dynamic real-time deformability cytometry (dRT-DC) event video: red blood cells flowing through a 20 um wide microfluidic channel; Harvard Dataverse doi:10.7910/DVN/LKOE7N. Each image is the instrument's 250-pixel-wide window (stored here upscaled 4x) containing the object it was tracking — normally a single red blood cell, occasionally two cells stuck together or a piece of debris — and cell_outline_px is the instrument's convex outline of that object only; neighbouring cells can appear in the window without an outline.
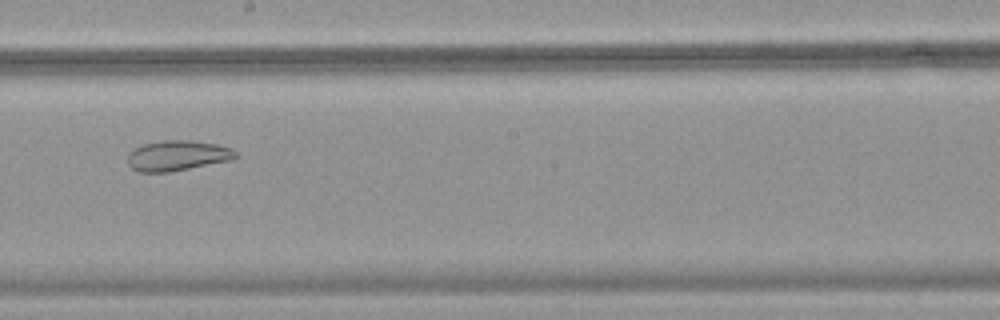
{"species": "common noctule bat (a hibernating species)", "species_latin": "Nyctalus noctula", "temperature_condition": "warm", "stored_images_in_passage": 51, "camera_frame_rate_fps": 3000, "um_per_image_px": 0.085, "animal": {"sex": "female", "body_mass_g": 18.4}, "frame": {"image": 1, "passage_image": 30, "time_ms": 9.667, "image_size_px": [1000, 320], "cell_outline_px": [[240, 156], [232, 160], [168, 172], [140, 172], [132, 168], [128, 164], [128, 152], [144, 144], [160, 140], [192, 140], [216, 144], [232, 148]], "centroid_in_image_um": [15.1, 13.22], "position_along_channel_um": 233.1, "area_um2": 19.13}}
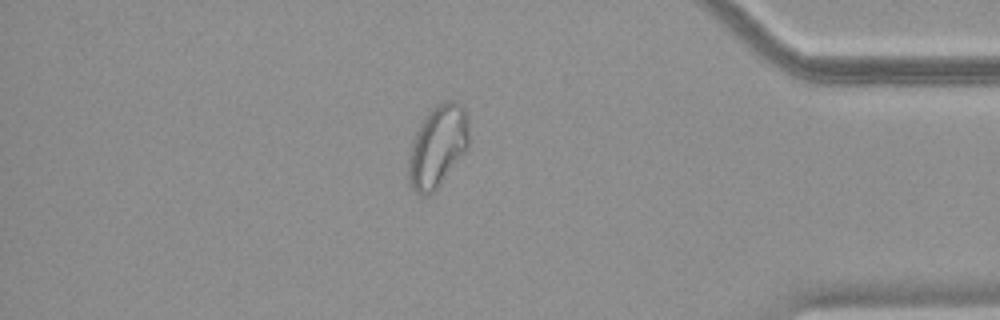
{"frame": {"image": 2, "passage_image": 44, "time_ms": 14.333, "image_size_px": [1000, 320], "cell_outline_px": [[468, 148], [440, 184], [428, 196], [420, 196], [408, 184], [408, 156], [412, 140], [420, 124], [428, 112], [436, 104], [444, 100], [460, 100], [464, 104], [468, 116]], "centroid_in_image_um": [37.2, 12.4], "position_along_channel_um": 398.0, "area_um2": 29.3}}